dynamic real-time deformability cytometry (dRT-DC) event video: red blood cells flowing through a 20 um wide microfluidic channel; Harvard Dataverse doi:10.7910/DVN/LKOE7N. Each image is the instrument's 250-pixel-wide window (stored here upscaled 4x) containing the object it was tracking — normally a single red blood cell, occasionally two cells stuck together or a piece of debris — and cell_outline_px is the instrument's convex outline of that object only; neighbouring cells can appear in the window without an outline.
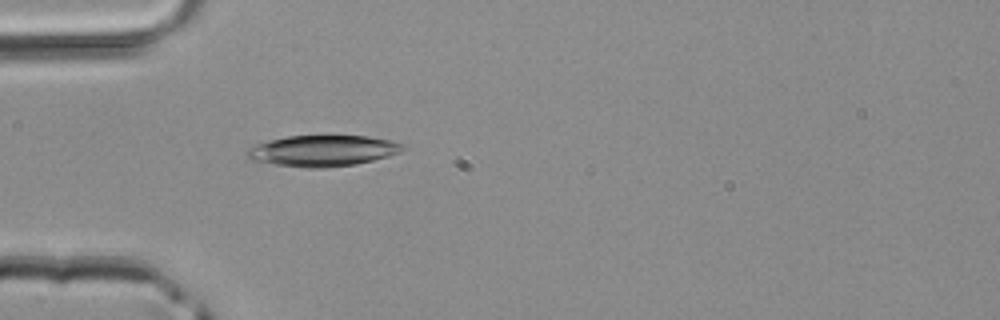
{"species": "common noctule bat (a hibernating species)", "species_latin": "Nyctalus noctula", "temperature_condition": "room temperature", "stored_images_in_passage": 5, "segment_of_instrument_passage": [1, 2], "camera_frame_rate_fps": 3000, "um_per_image_px": 0.085, "animal": {"sex": "male", "body_mass_g": 20.4}, "frame": {"image": 1, "passage_image": 4, "time_ms": 1.0, "image_size_px": [1000, 320], "cell_outline_px": [[408, 148], [400, 152], [388, 156], [356, 164], [324, 168], [308, 168], [276, 164], [248, 160], [248, 148], [256, 144], [268, 140], [288, 136], [328, 132], [368, 136], [392, 140], [404, 144]], "centroid_in_image_um": [27.48, 12.76], "position_along_channel_um": 57.5, "area_um2": 29.36}}